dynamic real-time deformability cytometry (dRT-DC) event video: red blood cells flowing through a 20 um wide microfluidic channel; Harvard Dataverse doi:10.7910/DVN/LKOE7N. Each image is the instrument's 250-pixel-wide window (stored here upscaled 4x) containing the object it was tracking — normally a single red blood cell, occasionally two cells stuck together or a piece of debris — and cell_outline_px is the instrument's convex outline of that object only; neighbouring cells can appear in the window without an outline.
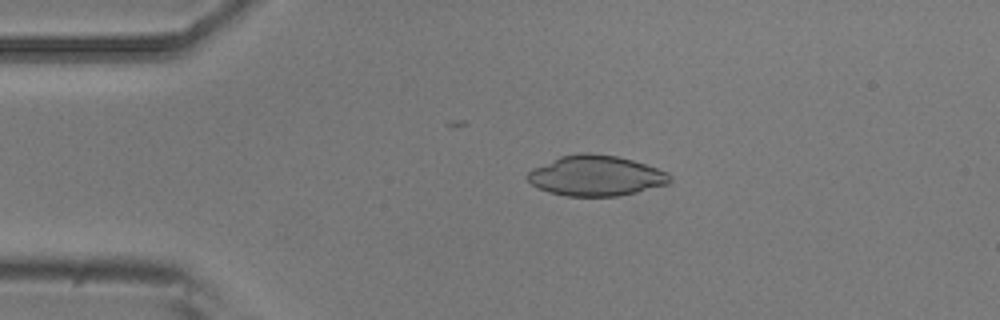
{"species": "common noctule bat (a hibernating species)", "species_latin": "Nyctalus noctula", "temperature_condition": "room temperature", "stored_images_in_passage": 4, "camera_frame_rate_fps": 3000, "um_per_image_px": 0.085, "animal": {"sex": "male", "body_mass_g": 20.5, "forearm_length_mm": 52.5}, "frame": {"image": 1, "passage_image": 3, "time_ms": 0.667, "image_size_px": [1000, 320], "cell_outline_px": [[672, 180], [668, 184], [620, 196], [568, 196], [548, 192], [532, 184], [528, 180], [528, 172], [532, 168], [560, 156], [584, 152], [588, 152], [616, 156], [632, 160], [668, 172], [672, 176]], "centroid_in_image_um": [50.66, 14.93], "position_along_channel_um": 34.3, "area_um2": 33.41}}